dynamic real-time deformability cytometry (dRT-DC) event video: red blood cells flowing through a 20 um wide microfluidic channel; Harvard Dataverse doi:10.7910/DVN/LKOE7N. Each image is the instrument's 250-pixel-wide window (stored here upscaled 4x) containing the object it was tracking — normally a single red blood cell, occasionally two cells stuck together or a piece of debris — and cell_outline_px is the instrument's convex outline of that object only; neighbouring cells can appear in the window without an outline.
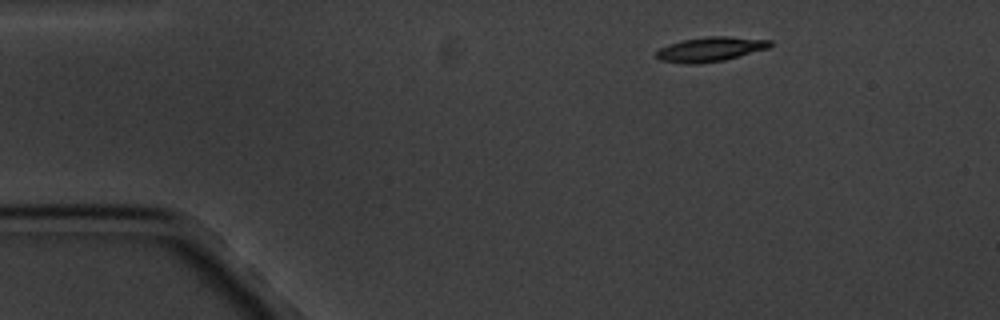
{"species": "common noctule bat (a hibernating species)", "species_latin": "Nyctalus noctula", "temperature_condition": "cold", "stored_images_in_passage": 5, "camera_frame_rate_fps": 3000, "um_per_image_px": 0.085, "animal": {"sex": "male", "body_mass_g": 20.1, "forearm_length_mm": 53.5}, "frame": {"image": 1, "passage_image": 1, "time_ms": 0.0, "image_size_px": [1000, 320], "cell_outline_px": [[772, 44], [768, 48], [724, 60], [696, 64], [684, 64], [660, 60], [656, 56], [656, 52], [660, 48], [668, 44], [680, 40], [708, 36], [728, 36], [772, 40]], "centroid_in_image_um": [60.36, 4.18], "position_along_channel_um": 24.6, "area_um2": 16.3}}
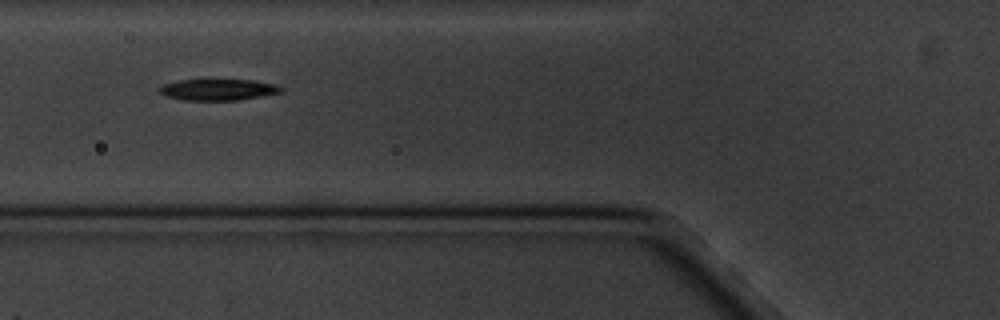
{"frame": {"image": 2, "passage_image": 4, "time_ms": 4.333, "image_size_px": [1000, 320], "cell_outline_px": [[284, 88], [280, 92], [260, 96], [236, 100], [184, 100], [164, 96], [156, 88], [164, 84], [176, 80], [212, 76], [252, 80], [276, 84]], "centroid_in_image_um": [18.46, 7.55], "position_along_channel_um": 107.3, "area_um2": 16.13}}
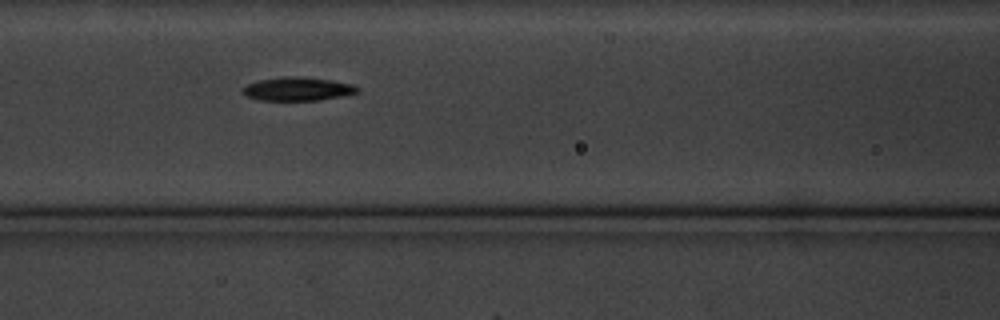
{"frame": {"image": 3, "passage_image": 5, "time_ms": 5.333, "image_size_px": [1000, 320], "cell_outline_px": [[360, 92], [320, 100], [260, 100], [244, 96], [240, 92], [240, 88], [248, 84], [260, 80], [280, 76], [296, 76], [328, 80], [352, 84], [360, 88]], "centroid_in_image_um": [25.23, 7.56], "position_along_channel_um": 141.4, "area_um2": 15.78}}